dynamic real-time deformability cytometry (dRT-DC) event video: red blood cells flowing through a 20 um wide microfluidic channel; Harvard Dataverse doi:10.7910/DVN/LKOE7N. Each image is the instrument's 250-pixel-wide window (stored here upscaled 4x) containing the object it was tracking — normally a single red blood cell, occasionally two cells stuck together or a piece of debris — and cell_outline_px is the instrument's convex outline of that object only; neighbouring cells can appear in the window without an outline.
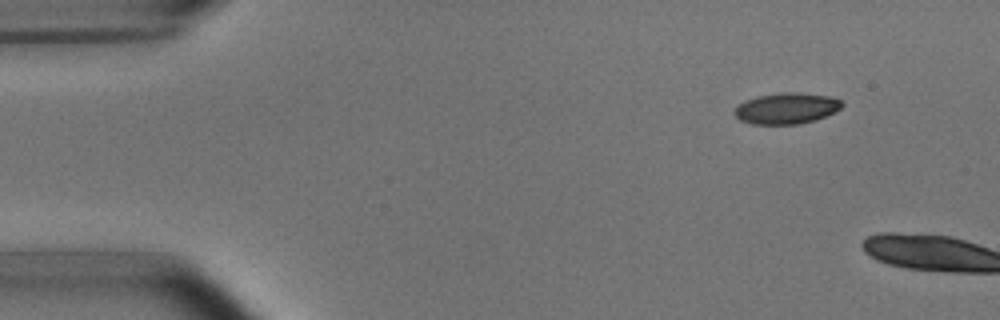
{"species": "common noctule bat (a hibernating species)", "species_latin": "Nyctalus noctula", "temperature_condition": "room temperature", "stored_images_in_passage": 2, "camera_frame_rate_fps": 3000, "um_per_image_px": 0.085, "animal": {"sex": "male", "body_mass_g": 15.6}, "frame": {"image": 1, "passage_image": 1, "time_ms": 0.0, "image_size_px": [1000, 320], "cell_outline_px": [[844, 104], [840, 108], [816, 120], [800, 124], [752, 124], [740, 120], [732, 112], [744, 100], [756, 96], [780, 92], [800, 92], [828, 96], [840, 100]], "centroid_in_image_um": [66.82, 9.2], "position_along_channel_um": 18.2, "area_um2": 19.48}}